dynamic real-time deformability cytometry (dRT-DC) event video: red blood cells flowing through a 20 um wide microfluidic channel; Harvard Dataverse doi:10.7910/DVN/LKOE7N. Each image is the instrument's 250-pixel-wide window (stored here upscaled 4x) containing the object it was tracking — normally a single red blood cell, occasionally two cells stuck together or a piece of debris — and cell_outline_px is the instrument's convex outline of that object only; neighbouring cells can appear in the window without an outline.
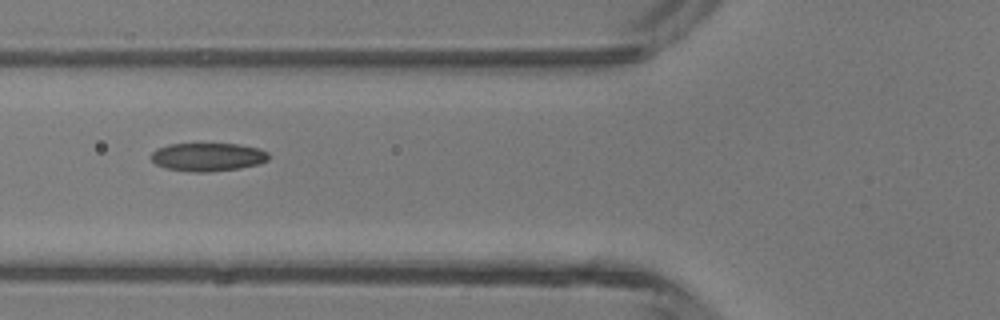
{"species": "common noctule bat (a hibernating species)", "species_latin": "Nyctalus noctula", "temperature_condition": "room temperature", "stored_images_in_passage": 7, "camera_frame_rate_fps": 3000, "um_per_image_px": 0.085, "animal": {"sex": "male", "body_mass_g": 13.3}, "frame": {"image": 1, "passage_image": 5, "time_ms": 1.333, "image_size_px": [1000, 320], "cell_outline_px": [[268, 160], [256, 164], [240, 168], [208, 172], [196, 172], [168, 168], [156, 164], [152, 160], [152, 152], [156, 148], [168, 144], [240, 144], [260, 148], [268, 152]], "centroid_in_image_um": [17.68, 13.33], "position_along_channel_um": 108.1, "area_um2": 19.25}}
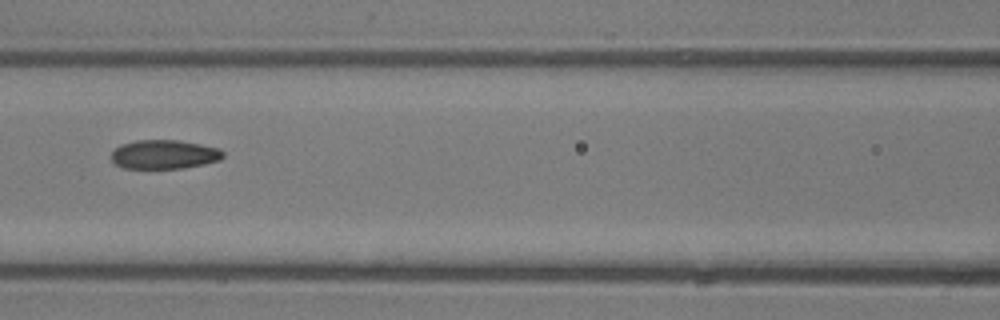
{"frame": {"image": 2, "passage_image": 6, "time_ms": 1.667, "image_size_px": [1000, 320], "cell_outline_px": [[224, 156], [220, 160], [204, 164], [184, 168], [124, 168], [116, 164], [112, 160], [112, 152], [120, 144], [136, 140], [180, 140], [220, 148], [224, 152]], "centroid_in_image_um": [13.98, 13.12], "position_along_channel_um": 152.6, "area_um2": 18.96}}
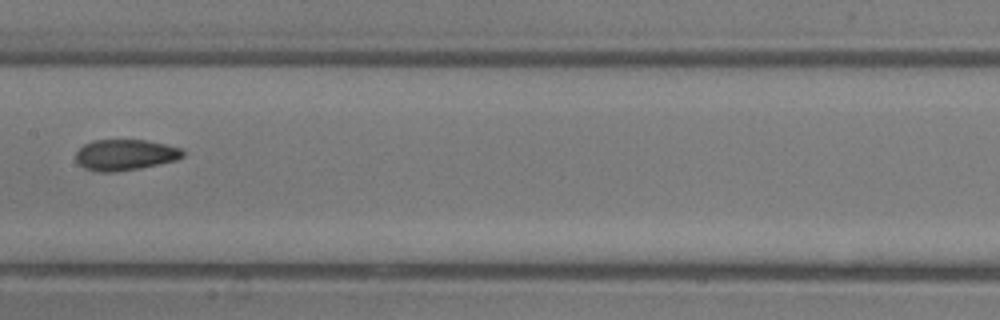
{"frame": {"image": 3, "passage_image": 7, "time_ms": 2.0, "image_size_px": [1000, 320], "cell_outline_px": [[184, 156], [176, 160], [140, 168], [112, 172], [96, 172], [84, 168], [76, 160], [76, 152], [84, 144], [96, 140], [144, 140], [164, 144], [180, 148], [184, 152]], "centroid_in_image_um": [10.62, 13.17], "position_along_channel_um": 196.8, "area_um2": 19.13}}